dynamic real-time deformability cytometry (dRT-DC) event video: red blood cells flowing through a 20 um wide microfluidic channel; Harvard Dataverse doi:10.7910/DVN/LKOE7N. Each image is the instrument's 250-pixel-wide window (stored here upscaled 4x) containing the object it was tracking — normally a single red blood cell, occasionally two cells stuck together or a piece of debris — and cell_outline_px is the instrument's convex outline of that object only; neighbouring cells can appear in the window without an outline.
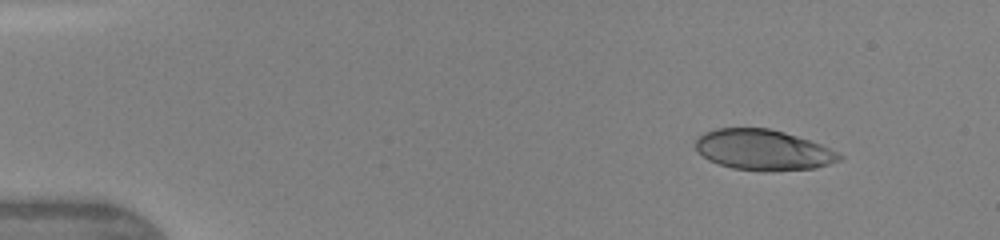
{"species": "human", "species_latin": "Homo sapiens", "temperature_condition": "warm", "stored_images_in_passage": 6, "camera_frame_rate_fps": 3000, "um_per_image_px": 0.085, "donor": {"sex": "female"}, "frame": {"image": 1, "passage_image": 1, "time_ms": 0.0, "image_size_px": [1000, 240], "cell_outline_px": [[844, 156], [840, 160], [816, 168], [764, 172], [732, 168], [708, 160], [696, 148], [696, 140], [704, 132], [716, 128], [768, 128], [784, 132], [820, 144]], "centroid_in_image_um": [64.86, 12.75], "position_along_channel_um": 20.1, "area_um2": 33.81}}
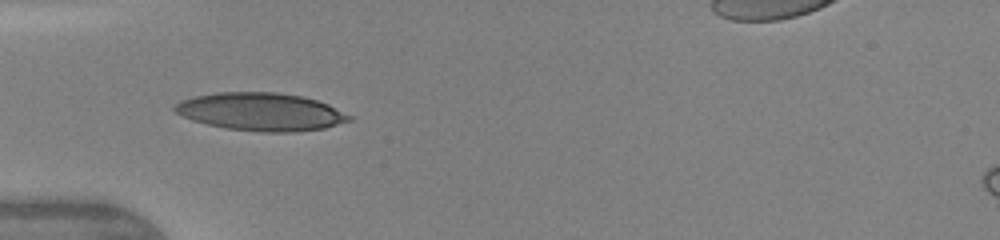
{"frame": {"image": 2, "passage_image": 4, "time_ms": 3.333, "image_size_px": [1000, 240], "cell_outline_px": [[352, 120], [324, 128], [292, 132], [260, 132], [228, 128], [208, 124], [192, 120], [176, 112], [172, 108], [180, 100], [196, 96], [220, 92], [276, 92], [300, 96], [316, 100], [328, 104], [352, 116]], "centroid_in_image_um": [22.19, 9.5], "position_along_channel_um": 62.8, "area_um2": 38.21}}